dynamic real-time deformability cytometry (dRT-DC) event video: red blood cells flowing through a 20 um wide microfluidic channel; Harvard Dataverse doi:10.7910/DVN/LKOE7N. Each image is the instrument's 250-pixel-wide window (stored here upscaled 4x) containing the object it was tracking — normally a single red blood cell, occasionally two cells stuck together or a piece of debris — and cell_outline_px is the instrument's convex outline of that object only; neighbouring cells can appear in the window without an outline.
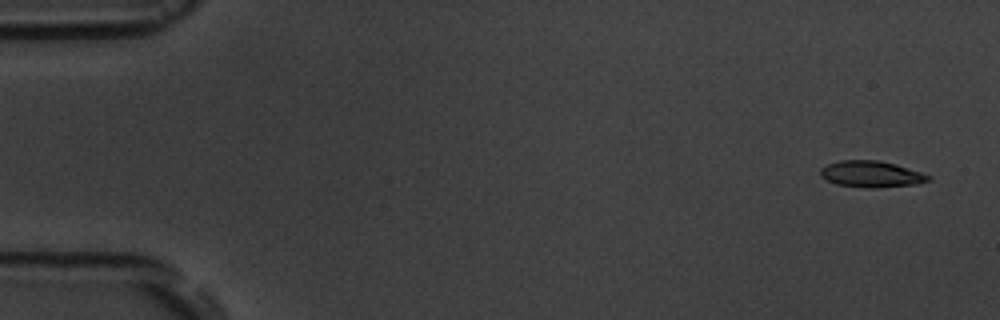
{"species": "common noctule bat (a hibernating species)", "species_latin": "Nyctalus noctula", "temperature_condition": "room temperature", "stored_images_in_passage": 5, "camera_frame_rate_fps": 3000, "um_per_image_px": 0.085, "animal": {"sex": "male", "body_mass_g": 19.5, "forearm_length_mm": 54.6}, "frame": {"image": 1, "passage_image": 1, "time_ms": 0.0, "image_size_px": [1000, 320], "cell_outline_px": [[932, 180], [916, 184], [880, 188], [864, 188], [836, 184], [820, 176], [820, 168], [828, 164], [840, 160], [876, 160], [896, 164], [932, 176]], "centroid_in_image_um": [74.07, 14.81], "position_along_channel_um": 10.9, "area_um2": 16.7}}
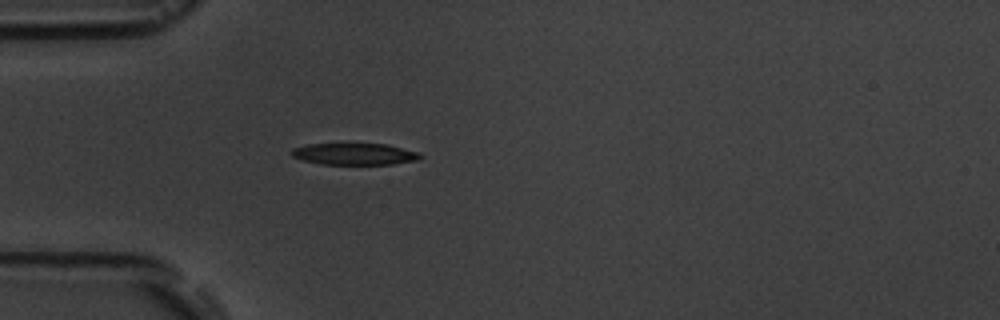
{"frame": {"image": 2, "passage_image": 5, "time_ms": 4.667, "image_size_px": [1000, 320], "cell_outline_px": [[424, 156], [420, 160], [392, 164], [320, 164], [304, 160], [292, 156], [292, 148], [308, 144], [388, 144], [416, 152]], "centroid_in_image_um": [30.16, 13.09], "position_along_channel_um": 54.8, "area_um2": 16.13}}